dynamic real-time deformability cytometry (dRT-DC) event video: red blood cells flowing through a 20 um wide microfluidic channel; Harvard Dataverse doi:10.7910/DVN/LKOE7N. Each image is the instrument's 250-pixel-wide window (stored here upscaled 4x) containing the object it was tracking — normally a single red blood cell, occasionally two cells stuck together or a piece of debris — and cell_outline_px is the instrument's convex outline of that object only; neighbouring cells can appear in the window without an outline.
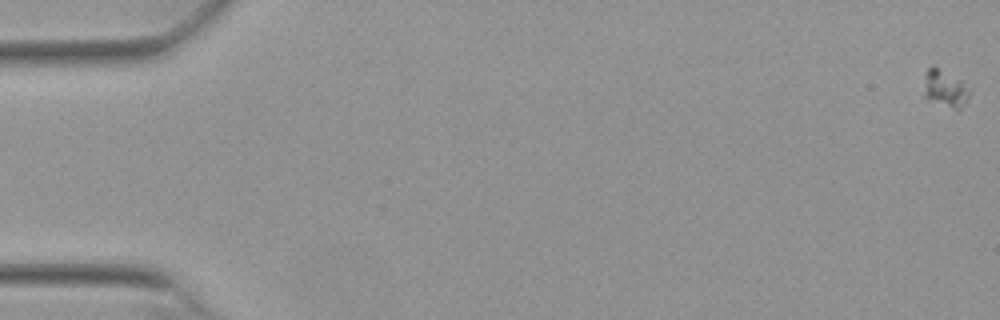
{"species": "Egyptian fruit bat (a non-hibernating species)", "species_latin": "Rousettus aegyptiacus", "temperature_condition": "warm", "stored_images_in_passage": 54, "camera_frame_rate_fps": 3000, "um_per_image_px": 0.085, "animal": {"sex": "female"}, "frame": {"image": 1, "passage_image": 1, "time_ms": 0.0, "image_size_px": [1000, 320], "cell_outline_px": [[972, 92], [968, 100], [960, 112], [924, 96], [924, 76], [928, 68], [932, 64], [964, 80], [972, 88]], "centroid_in_image_um": [80.43, 7.51], "position_along_channel_um": 4.6, "area_um2": 10.46}}
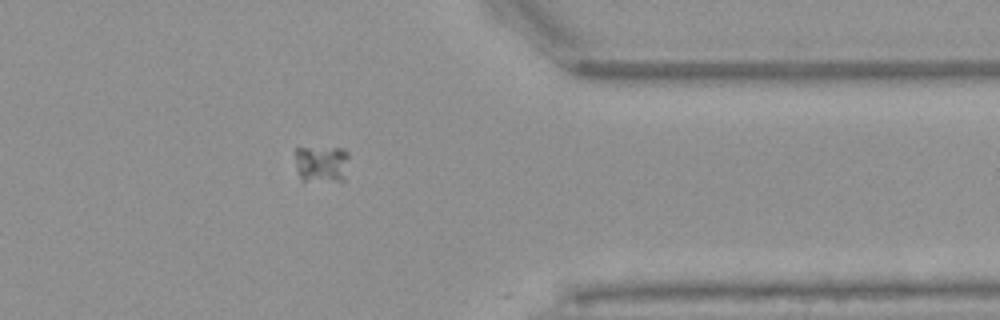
{"frame": {"image": 2, "passage_image": 46, "time_ms": 15.0, "image_size_px": [1000, 320], "cell_outline_px": [[348, 156], [344, 180], [300, 180], [296, 168], [296, 148], [344, 148], [348, 152]], "centroid_in_image_um": [27.33, 13.91], "position_along_channel_um": 384.1, "area_um2": 11.44}}
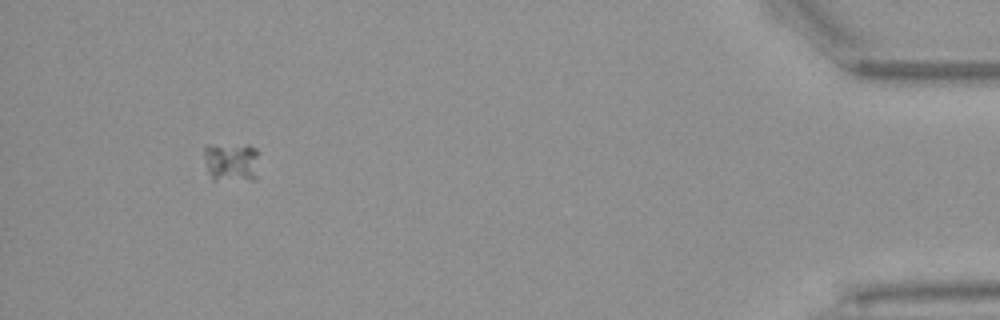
{"frame": {"image": 3, "passage_image": 53, "time_ms": 17.333, "image_size_px": [1000, 320], "cell_outline_px": [[256, 180], [212, 180], [208, 172], [204, 156], [204, 148], [208, 144], [248, 144], [256, 148]], "centroid_in_image_um": [19.63, 13.75], "position_along_channel_um": 415.6, "area_um2": 12.77}}